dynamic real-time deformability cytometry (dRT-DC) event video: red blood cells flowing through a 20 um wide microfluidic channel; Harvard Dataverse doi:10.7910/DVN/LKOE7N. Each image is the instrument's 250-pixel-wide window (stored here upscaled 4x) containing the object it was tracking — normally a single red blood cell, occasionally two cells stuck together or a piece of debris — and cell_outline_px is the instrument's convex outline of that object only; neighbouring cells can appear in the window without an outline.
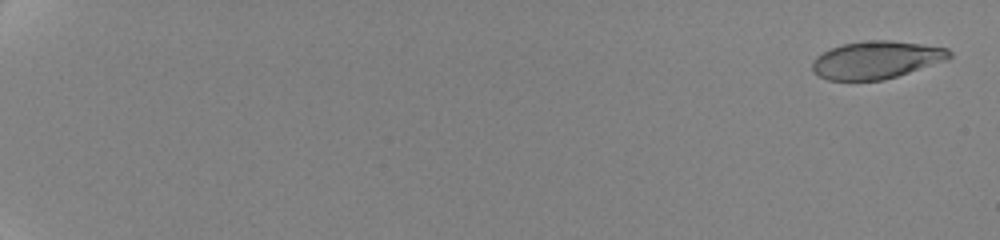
{"species": "human", "species_latin": "Homo sapiens", "temperature_condition": "cold", "stored_images_in_passage": 10, "camera_frame_rate_fps": 3000, "um_per_image_px": 0.085, "donor": {"sex": "female"}, "frame": {"image": 1, "passage_image": 1, "time_ms": 0.0, "image_size_px": [1000, 240], "cell_outline_px": [[952, 56], [948, 60], [884, 80], [828, 80], [812, 72], [812, 64], [816, 56], [832, 48], [844, 44], [872, 40], [888, 40], [920, 44], [948, 48], [952, 52]], "centroid_in_image_um": [74.51, 5.1], "position_along_channel_um": 10.5, "area_um2": 29.88}}
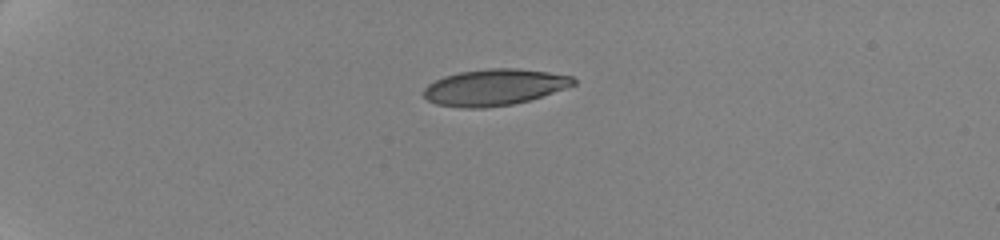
{"frame": {"image": 2, "passage_image": 7, "time_ms": 5.333, "image_size_px": [1000, 240], "cell_outline_px": [[576, 84], [528, 100], [512, 104], [484, 108], [460, 108], [436, 104], [428, 100], [424, 96], [424, 88], [428, 84], [444, 76], [460, 72], [488, 68], [516, 68], [548, 72], [572, 76], [576, 80]], "centroid_in_image_um": [41.99, 7.41], "position_along_channel_um": 43.0, "area_um2": 31.5}}
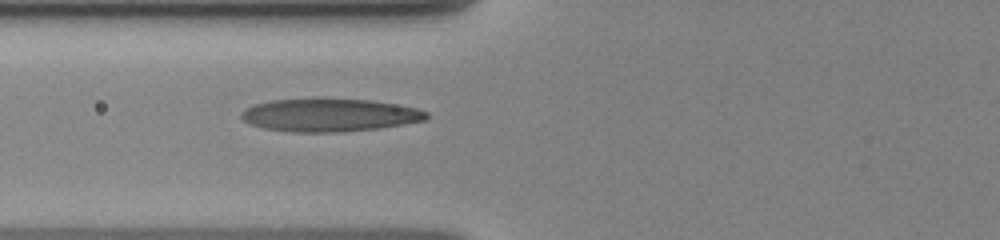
{"frame": {"image": 3, "passage_image": 10, "time_ms": 8.667, "image_size_px": [1000, 240], "cell_outline_px": [[428, 116], [424, 120], [404, 124], [380, 128], [340, 132], [292, 132], [264, 128], [248, 124], [240, 116], [240, 112], [244, 108], [256, 104], [272, 100], [368, 100], [416, 108], [428, 112]], "centroid_in_image_um": [27.97, 9.81], "position_along_channel_um": 97.8, "area_um2": 34.91}}